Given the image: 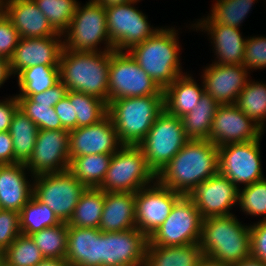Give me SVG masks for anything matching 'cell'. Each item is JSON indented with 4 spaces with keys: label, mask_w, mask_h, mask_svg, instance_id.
Here are the masks:
<instances>
[{
    "label": "cell",
    "mask_w": 266,
    "mask_h": 266,
    "mask_svg": "<svg viewBox=\"0 0 266 266\" xmlns=\"http://www.w3.org/2000/svg\"><path fill=\"white\" fill-rule=\"evenodd\" d=\"M156 182V174L148 166L138 146L122 145L113 155L105 178L99 187L104 192H131Z\"/></svg>",
    "instance_id": "6"
},
{
    "label": "cell",
    "mask_w": 266,
    "mask_h": 266,
    "mask_svg": "<svg viewBox=\"0 0 266 266\" xmlns=\"http://www.w3.org/2000/svg\"><path fill=\"white\" fill-rule=\"evenodd\" d=\"M21 234H31L61 223L54 212L34 195L19 212Z\"/></svg>",
    "instance_id": "37"
},
{
    "label": "cell",
    "mask_w": 266,
    "mask_h": 266,
    "mask_svg": "<svg viewBox=\"0 0 266 266\" xmlns=\"http://www.w3.org/2000/svg\"><path fill=\"white\" fill-rule=\"evenodd\" d=\"M191 74L180 75L173 83L163 89L164 110L179 118L188 114L198 105L204 93V84L199 85Z\"/></svg>",
    "instance_id": "28"
},
{
    "label": "cell",
    "mask_w": 266,
    "mask_h": 266,
    "mask_svg": "<svg viewBox=\"0 0 266 266\" xmlns=\"http://www.w3.org/2000/svg\"><path fill=\"white\" fill-rule=\"evenodd\" d=\"M19 94L16 97H29L52 88L60 81L59 66H32L17 75Z\"/></svg>",
    "instance_id": "35"
},
{
    "label": "cell",
    "mask_w": 266,
    "mask_h": 266,
    "mask_svg": "<svg viewBox=\"0 0 266 266\" xmlns=\"http://www.w3.org/2000/svg\"><path fill=\"white\" fill-rule=\"evenodd\" d=\"M65 49L85 52L113 51L108 36L105 7L95 0L84 6L79 2L68 30L63 34ZM105 44L104 49L98 45Z\"/></svg>",
    "instance_id": "7"
},
{
    "label": "cell",
    "mask_w": 266,
    "mask_h": 266,
    "mask_svg": "<svg viewBox=\"0 0 266 266\" xmlns=\"http://www.w3.org/2000/svg\"><path fill=\"white\" fill-rule=\"evenodd\" d=\"M248 71L266 68V37L248 36L242 64ZM254 69V70H253Z\"/></svg>",
    "instance_id": "43"
},
{
    "label": "cell",
    "mask_w": 266,
    "mask_h": 266,
    "mask_svg": "<svg viewBox=\"0 0 266 266\" xmlns=\"http://www.w3.org/2000/svg\"><path fill=\"white\" fill-rule=\"evenodd\" d=\"M202 217L188 195H182L169 216L150 237L147 245L184 246L199 244Z\"/></svg>",
    "instance_id": "10"
},
{
    "label": "cell",
    "mask_w": 266,
    "mask_h": 266,
    "mask_svg": "<svg viewBox=\"0 0 266 266\" xmlns=\"http://www.w3.org/2000/svg\"><path fill=\"white\" fill-rule=\"evenodd\" d=\"M68 93V88L59 81L44 92L29 97H17L19 109L33 121L39 130H65L54 106Z\"/></svg>",
    "instance_id": "23"
},
{
    "label": "cell",
    "mask_w": 266,
    "mask_h": 266,
    "mask_svg": "<svg viewBox=\"0 0 266 266\" xmlns=\"http://www.w3.org/2000/svg\"><path fill=\"white\" fill-rule=\"evenodd\" d=\"M218 147L209 140L189 139L156 175V181L177 193L189 195L200 183L218 173Z\"/></svg>",
    "instance_id": "1"
},
{
    "label": "cell",
    "mask_w": 266,
    "mask_h": 266,
    "mask_svg": "<svg viewBox=\"0 0 266 266\" xmlns=\"http://www.w3.org/2000/svg\"><path fill=\"white\" fill-rule=\"evenodd\" d=\"M38 131V126L18 108L9 129L14 147V163L28 162L34 151Z\"/></svg>",
    "instance_id": "31"
},
{
    "label": "cell",
    "mask_w": 266,
    "mask_h": 266,
    "mask_svg": "<svg viewBox=\"0 0 266 266\" xmlns=\"http://www.w3.org/2000/svg\"><path fill=\"white\" fill-rule=\"evenodd\" d=\"M231 266H266V264L250 256Z\"/></svg>",
    "instance_id": "52"
},
{
    "label": "cell",
    "mask_w": 266,
    "mask_h": 266,
    "mask_svg": "<svg viewBox=\"0 0 266 266\" xmlns=\"http://www.w3.org/2000/svg\"><path fill=\"white\" fill-rule=\"evenodd\" d=\"M6 266H36L45 257L31 236L20 234L3 252Z\"/></svg>",
    "instance_id": "41"
},
{
    "label": "cell",
    "mask_w": 266,
    "mask_h": 266,
    "mask_svg": "<svg viewBox=\"0 0 266 266\" xmlns=\"http://www.w3.org/2000/svg\"><path fill=\"white\" fill-rule=\"evenodd\" d=\"M246 215L263 216L266 221V178L251 185L240 187L238 190V203Z\"/></svg>",
    "instance_id": "42"
},
{
    "label": "cell",
    "mask_w": 266,
    "mask_h": 266,
    "mask_svg": "<svg viewBox=\"0 0 266 266\" xmlns=\"http://www.w3.org/2000/svg\"><path fill=\"white\" fill-rule=\"evenodd\" d=\"M198 266H229V265L224 264L223 262H220L218 260L212 259V258L204 255L201 258Z\"/></svg>",
    "instance_id": "53"
},
{
    "label": "cell",
    "mask_w": 266,
    "mask_h": 266,
    "mask_svg": "<svg viewBox=\"0 0 266 266\" xmlns=\"http://www.w3.org/2000/svg\"><path fill=\"white\" fill-rule=\"evenodd\" d=\"M194 30L207 32L213 51L216 55L215 61L219 65H242L245 55L247 38H243L239 28L222 24H192ZM201 29V30H200Z\"/></svg>",
    "instance_id": "24"
},
{
    "label": "cell",
    "mask_w": 266,
    "mask_h": 266,
    "mask_svg": "<svg viewBox=\"0 0 266 266\" xmlns=\"http://www.w3.org/2000/svg\"><path fill=\"white\" fill-rule=\"evenodd\" d=\"M95 1H97L99 4L103 5L104 7H109V6L126 4L133 0H95Z\"/></svg>",
    "instance_id": "54"
},
{
    "label": "cell",
    "mask_w": 266,
    "mask_h": 266,
    "mask_svg": "<svg viewBox=\"0 0 266 266\" xmlns=\"http://www.w3.org/2000/svg\"><path fill=\"white\" fill-rule=\"evenodd\" d=\"M53 29L64 34L75 15L77 0H33Z\"/></svg>",
    "instance_id": "40"
},
{
    "label": "cell",
    "mask_w": 266,
    "mask_h": 266,
    "mask_svg": "<svg viewBox=\"0 0 266 266\" xmlns=\"http://www.w3.org/2000/svg\"><path fill=\"white\" fill-rule=\"evenodd\" d=\"M33 195L61 222H68L87 187L69 171L33 177Z\"/></svg>",
    "instance_id": "11"
},
{
    "label": "cell",
    "mask_w": 266,
    "mask_h": 266,
    "mask_svg": "<svg viewBox=\"0 0 266 266\" xmlns=\"http://www.w3.org/2000/svg\"><path fill=\"white\" fill-rule=\"evenodd\" d=\"M238 188L226 177L217 173L197 185L190 193L202 219L228 216L238 203Z\"/></svg>",
    "instance_id": "18"
},
{
    "label": "cell",
    "mask_w": 266,
    "mask_h": 266,
    "mask_svg": "<svg viewBox=\"0 0 266 266\" xmlns=\"http://www.w3.org/2000/svg\"><path fill=\"white\" fill-rule=\"evenodd\" d=\"M9 97L0 100V132L9 131L12 117L19 108L16 95Z\"/></svg>",
    "instance_id": "48"
},
{
    "label": "cell",
    "mask_w": 266,
    "mask_h": 266,
    "mask_svg": "<svg viewBox=\"0 0 266 266\" xmlns=\"http://www.w3.org/2000/svg\"><path fill=\"white\" fill-rule=\"evenodd\" d=\"M181 196L157 181L135 192L136 228L149 238L167 219Z\"/></svg>",
    "instance_id": "15"
},
{
    "label": "cell",
    "mask_w": 266,
    "mask_h": 266,
    "mask_svg": "<svg viewBox=\"0 0 266 266\" xmlns=\"http://www.w3.org/2000/svg\"><path fill=\"white\" fill-rule=\"evenodd\" d=\"M0 7L11 20L20 38L63 36L53 29L33 0H0Z\"/></svg>",
    "instance_id": "22"
},
{
    "label": "cell",
    "mask_w": 266,
    "mask_h": 266,
    "mask_svg": "<svg viewBox=\"0 0 266 266\" xmlns=\"http://www.w3.org/2000/svg\"><path fill=\"white\" fill-rule=\"evenodd\" d=\"M203 256L199 244L184 246L147 245L144 266H198Z\"/></svg>",
    "instance_id": "29"
},
{
    "label": "cell",
    "mask_w": 266,
    "mask_h": 266,
    "mask_svg": "<svg viewBox=\"0 0 266 266\" xmlns=\"http://www.w3.org/2000/svg\"><path fill=\"white\" fill-rule=\"evenodd\" d=\"M62 127L71 131L77 128V117H74V102H70V91L54 106Z\"/></svg>",
    "instance_id": "47"
},
{
    "label": "cell",
    "mask_w": 266,
    "mask_h": 266,
    "mask_svg": "<svg viewBox=\"0 0 266 266\" xmlns=\"http://www.w3.org/2000/svg\"><path fill=\"white\" fill-rule=\"evenodd\" d=\"M199 246L212 259L236 264L251 256L250 225L234 214L202 219Z\"/></svg>",
    "instance_id": "4"
},
{
    "label": "cell",
    "mask_w": 266,
    "mask_h": 266,
    "mask_svg": "<svg viewBox=\"0 0 266 266\" xmlns=\"http://www.w3.org/2000/svg\"><path fill=\"white\" fill-rule=\"evenodd\" d=\"M263 129L235 104L220 105L212 121L209 140L217 147L262 138Z\"/></svg>",
    "instance_id": "16"
},
{
    "label": "cell",
    "mask_w": 266,
    "mask_h": 266,
    "mask_svg": "<svg viewBox=\"0 0 266 266\" xmlns=\"http://www.w3.org/2000/svg\"><path fill=\"white\" fill-rule=\"evenodd\" d=\"M26 170L24 163L0 165V209L20 212L32 198L33 175H27L30 172Z\"/></svg>",
    "instance_id": "25"
},
{
    "label": "cell",
    "mask_w": 266,
    "mask_h": 266,
    "mask_svg": "<svg viewBox=\"0 0 266 266\" xmlns=\"http://www.w3.org/2000/svg\"><path fill=\"white\" fill-rule=\"evenodd\" d=\"M110 51L85 52L63 47L59 60L60 81L68 91L93 95L108 104Z\"/></svg>",
    "instance_id": "3"
},
{
    "label": "cell",
    "mask_w": 266,
    "mask_h": 266,
    "mask_svg": "<svg viewBox=\"0 0 266 266\" xmlns=\"http://www.w3.org/2000/svg\"><path fill=\"white\" fill-rule=\"evenodd\" d=\"M25 165L33 177L68 171L69 131L39 130L33 154Z\"/></svg>",
    "instance_id": "14"
},
{
    "label": "cell",
    "mask_w": 266,
    "mask_h": 266,
    "mask_svg": "<svg viewBox=\"0 0 266 266\" xmlns=\"http://www.w3.org/2000/svg\"><path fill=\"white\" fill-rule=\"evenodd\" d=\"M220 104L204 91L198 105L181 117L185 135L192 140H207L212 128V121Z\"/></svg>",
    "instance_id": "30"
},
{
    "label": "cell",
    "mask_w": 266,
    "mask_h": 266,
    "mask_svg": "<svg viewBox=\"0 0 266 266\" xmlns=\"http://www.w3.org/2000/svg\"><path fill=\"white\" fill-rule=\"evenodd\" d=\"M14 164V147L9 131L0 132V165Z\"/></svg>",
    "instance_id": "49"
},
{
    "label": "cell",
    "mask_w": 266,
    "mask_h": 266,
    "mask_svg": "<svg viewBox=\"0 0 266 266\" xmlns=\"http://www.w3.org/2000/svg\"><path fill=\"white\" fill-rule=\"evenodd\" d=\"M121 146L108 114L95 124L69 131L70 161L77 156L114 154Z\"/></svg>",
    "instance_id": "19"
},
{
    "label": "cell",
    "mask_w": 266,
    "mask_h": 266,
    "mask_svg": "<svg viewBox=\"0 0 266 266\" xmlns=\"http://www.w3.org/2000/svg\"><path fill=\"white\" fill-rule=\"evenodd\" d=\"M65 259L73 266H102V231L68 226Z\"/></svg>",
    "instance_id": "26"
},
{
    "label": "cell",
    "mask_w": 266,
    "mask_h": 266,
    "mask_svg": "<svg viewBox=\"0 0 266 266\" xmlns=\"http://www.w3.org/2000/svg\"><path fill=\"white\" fill-rule=\"evenodd\" d=\"M70 102H74V117H77V128L95 124L108 114V104L93 95L70 91Z\"/></svg>",
    "instance_id": "38"
},
{
    "label": "cell",
    "mask_w": 266,
    "mask_h": 266,
    "mask_svg": "<svg viewBox=\"0 0 266 266\" xmlns=\"http://www.w3.org/2000/svg\"><path fill=\"white\" fill-rule=\"evenodd\" d=\"M11 75L9 60L0 56V88Z\"/></svg>",
    "instance_id": "50"
},
{
    "label": "cell",
    "mask_w": 266,
    "mask_h": 266,
    "mask_svg": "<svg viewBox=\"0 0 266 266\" xmlns=\"http://www.w3.org/2000/svg\"><path fill=\"white\" fill-rule=\"evenodd\" d=\"M260 141L227 144L218 147V173L238 189L265 178L262 172Z\"/></svg>",
    "instance_id": "13"
},
{
    "label": "cell",
    "mask_w": 266,
    "mask_h": 266,
    "mask_svg": "<svg viewBox=\"0 0 266 266\" xmlns=\"http://www.w3.org/2000/svg\"><path fill=\"white\" fill-rule=\"evenodd\" d=\"M257 0H216L208 16L194 24H222L239 28Z\"/></svg>",
    "instance_id": "34"
},
{
    "label": "cell",
    "mask_w": 266,
    "mask_h": 266,
    "mask_svg": "<svg viewBox=\"0 0 266 266\" xmlns=\"http://www.w3.org/2000/svg\"><path fill=\"white\" fill-rule=\"evenodd\" d=\"M45 258H65L67 252V222L44 228L30 235Z\"/></svg>",
    "instance_id": "39"
},
{
    "label": "cell",
    "mask_w": 266,
    "mask_h": 266,
    "mask_svg": "<svg viewBox=\"0 0 266 266\" xmlns=\"http://www.w3.org/2000/svg\"><path fill=\"white\" fill-rule=\"evenodd\" d=\"M251 257L266 264V221L250 224Z\"/></svg>",
    "instance_id": "46"
},
{
    "label": "cell",
    "mask_w": 266,
    "mask_h": 266,
    "mask_svg": "<svg viewBox=\"0 0 266 266\" xmlns=\"http://www.w3.org/2000/svg\"><path fill=\"white\" fill-rule=\"evenodd\" d=\"M113 154H90L74 157L68 171L87 188H99Z\"/></svg>",
    "instance_id": "32"
},
{
    "label": "cell",
    "mask_w": 266,
    "mask_h": 266,
    "mask_svg": "<svg viewBox=\"0 0 266 266\" xmlns=\"http://www.w3.org/2000/svg\"><path fill=\"white\" fill-rule=\"evenodd\" d=\"M105 192L100 188H87L81 195L73 211L68 226L99 228Z\"/></svg>",
    "instance_id": "33"
},
{
    "label": "cell",
    "mask_w": 266,
    "mask_h": 266,
    "mask_svg": "<svg viewBox=\"0 0 266 266\" xmlns=\"http://www.w3.org/2000/svg\"><path fill=\"white\" fill-rule=\"evenodd\" d=\"M163 110V95L120 98L108 102V115L122 145L138 146Z\"/></svg>",
    "instance_id": "5"
},
{
    "label": "cell",
    "mask_w": 266,
    "mask_h": 266,
    "mask_svg": "<svg viewBox=\"0 0 266 266\" xmlns=\"http://www.w3.org/2000/svg\"><path fill=\"white\" fill-rule=\"evenodd\" d=\"M148 241L136 227L102 232V266H144Z\"/></svg>",
    "instance_id": "17"
},
{
    "label": "cell",
    "mask_w": 266,
    "mask_h": 266,
    "mask_svg": "<svg viewBox=\"0 0 266 266\" xmlns=\"http://www.w3.org/2000/svg\"><path fill=\"white\" fill-rule=\"evenodd\" d=\"M20 234L19 212L0 209V251L4 252Z\"/></svg>",
    "instance_id": "44"
},
{
    "label": "cell",
    "mask_w": 266,
    "mask_h": 266,
    "mask_svg": "<svg viewBox=\"0 0 266 266\" xmlns=\"http://www.w3.org/2000/svg\"><path fill=\"white\" fill-rule=\"evenodd\" d=\"M248 118L265 131L266 121V84L259 81H247L235 104Z\"/></svg>",
    "instance_id": "36"
},
{
    "label": "cell",
    "mask_w": 266,
    "mask_h": 266,
    "mask_svg": "<svg viewBox=\"0 0 266 266\" xmlns=\"http://www.w3.org/2000/svg\"><path fill=\"white\" fill-rule=\"evenodd\" d=\"M108 102L114 99L163 95V90L127 51H110Z\"/></svg>",
    "instance_id": "9"
},
{
    "label": "cell",
    "mask_w": 266,
    "mask_h": 266,
    "mask_svg": "<svg viewBox=\"0 0 266 266\" xmlns=\"http://www.w3.org/2000/svg\"><path fill=\"white\" fill-rule=\"evenodd\" d=\"M36 266H73L65 258H44Z\"/></svg>",
    "instance_id": "51"
},
{
    "label": "cell",
    "mask_w": 266,
    "mask_h": 266,
    "mask_svg": "<svg viewBox=\"0 0 266 266\" xmlns=\"http://www.w3.org/2000/svg\"><path fill=\"white\" fill-rule=\"evenodd\" d=\"M20 36L11 20L0 11V56L10 59L18 45Z\"/></svg>",
    "instance_id": "45"
},
{
    "label": "cell",
    "mask_w": 266,
    "mask_h": 266,
    "mask_svg": "<svg viewBox=\"0 0 266 266\" xmlns=\"http://www.w3.org/2000/svg\"><path fill=\"white\" fill-rule=\"evenodd\" d=\"M243 65L209 64L201 75L204 91L220 105L236 104L237 98L250 77Z\"/></svg>",
    "instance_id": "20"
},
{
    "label": "cell",
    "mask_w": 266,
    "mask_h": 266,
    "mask_svg": "<svg viewBox=\"0 0 266 266\" xmlns=\"http://www.w3.org/2000/svg\"><path fill=\"white\" fill-rule=\"evenodd\" d=\"M188 140L181 118L163 110L138 147L142 150L148 166L157 175Z\"/></svg>",
    "instance_id": "8"
},
{
    "label": "cell",
    "mask_w": 266,
    "mask_h": 266,
    "mask_svg": "<svg viewBox=\"0 0 266 266\" xmlns=\"http://www.w3.org/2000/svg\"><path fill=\"white\" fill-rule=\"evenodd\" d=\"M177 32L174 27H160L149 39L127 51L162 90L185 74Z\"/></svg>",
    "instance_id": "2"
},
{
    "label": "cell",
    "mask_w": 266,
    "mask_h": 266,
    "mask_svg": "<svg viewBox=\"0 0 266 266\" xmlns=\"http://www.w3.org/2000/svg\"><path fill=\"white\" fill-rule=\"evenodd\" d=\"M138 2L105 7L108 36L115 51H128L160 29L151 26L146 15L134 6Z\"/></svg>",
    "instance_id": "12"
},
{
    "label": "cell",
    "mask_w": 266,
    "mask_h": 266,
    "mask_svg": "<svg viewBox=\"0 0 266 266\" xmlns=\"http://www.w3.org/2000/svg\"><path fill=\"white\" fill-rule=\"evenodd\" d=\"M5 263H4V255H3V252L0 251V266H4Z\"/></svg>",
    "instance_id": "55"
},
{
    "label": "cell",
    "mask_w": 266,
    "mask_h": 266,
    "mask_svg": "<svg viewBox=\"0 0 266 266\" xmlns=\"http://www.w3.org/2000/svg\"><path fill=\"white\" fill-rule=\"evenodd\" d=\"M62 39L63 36L20 38L9 59L12 76L32 66H59L60 55L64 47Z\"/></svg>",
    "instance_id": "21"
},
{
    "label": "cell",
    "mask_w": 266,
    "mask_h": 266,
    "mask_svg": "<svg viewBox=\"0 0 266 266\" xmlns=\"http://www.w3.org/2000/svg\"><path fill=\"white\" fill-rule=\"evenodd\" d=\"M135 193L105 192L99 230L120 232L136 227Z\"/></svg>",
    "instance_id": "27"
}]
</instances>
